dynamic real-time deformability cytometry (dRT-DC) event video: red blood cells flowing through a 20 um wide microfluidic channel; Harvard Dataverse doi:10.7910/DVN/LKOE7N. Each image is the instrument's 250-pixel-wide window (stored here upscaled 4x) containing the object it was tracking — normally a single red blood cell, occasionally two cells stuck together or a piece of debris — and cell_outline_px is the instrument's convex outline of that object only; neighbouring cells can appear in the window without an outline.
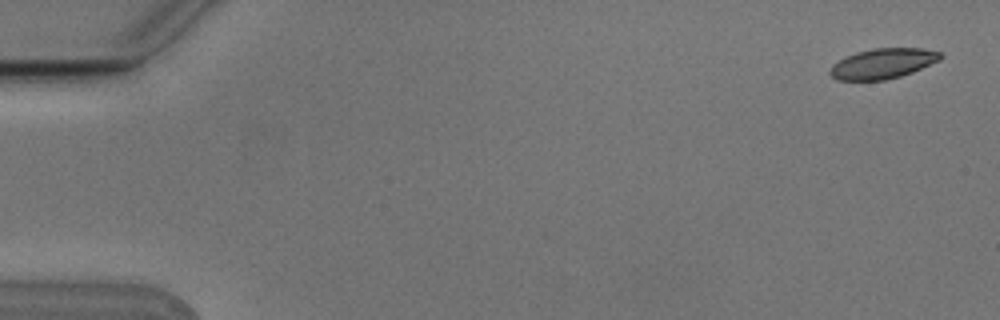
{"species": "Egyptian fruit bat (a non-hibernating species)", "species_latin": "Rousettus aegyptiacus", "temperature_condition": "cold", "stored_images_in_passage": 6, "camera_frame_rate_fps": 3000, "um_per_image_px": 0.085, "animal": {"sex": "male"}, "frame": {"image": 1, "passage_image": 1, "time_ms": 0.0, "image_size_px": [1000, 320], "cell_outline_px": [[944, 56], [940, 60], [912, 72], [900, 76], [884, 80], [836, 80], [828, 72], [832, 64], [844, 56], [856, 52], [872, 48], [920, 48], [940, 52]], "centroid_in_image_um": [75.0, 5.39], "position_along_channel_um": 10.0, "area_um2": 19.54}}
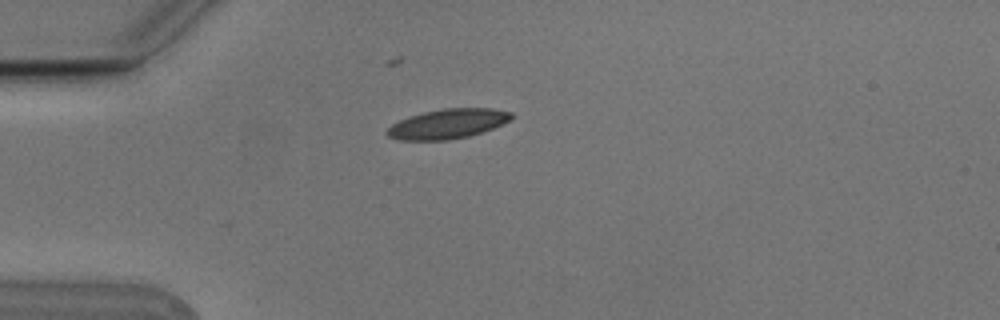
{"frame": {"image": 2, "passage_image": 4, "time_ms": 1.0, "image_size_px": [1000, 320], "cell_outline_px": [[512, 116], [508, 120], [492, 128], [468, 136], [448, 140], [400, 140], [388, 136], [384, 132], [392, 124], [400, 120], [424, 112], [444, 108], [492, 108], [512, 112]], "centroid_in_image_um": [38.02, 10.52], "position_along_channel_um": 47.0, "area_um2": 21.15}}
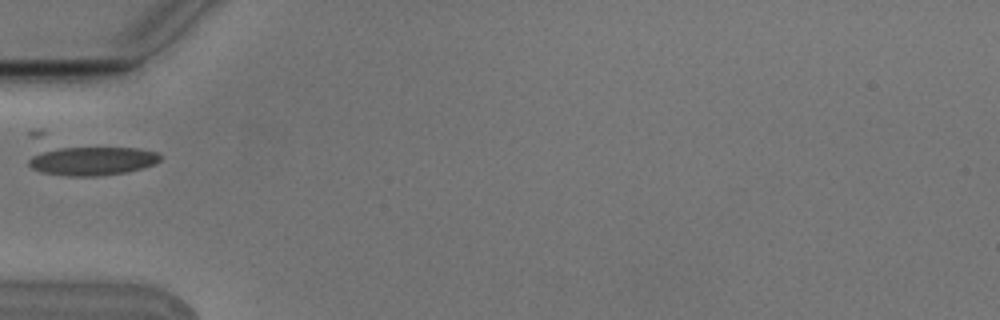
{"frame": {"image": 3, "passage_image": 5, "time_ms": 1.333, "image_size_px": [1000, 320], "cell_outline_px": [[160, 160], [152, 164], [128, 172], [96, 176], [68, 176], [40, 172], [32, 168], [28, 164], [28, 160], [32, 156], [44, 152], [60, 148], [136, 148], [160, 152]], "centroid_in_image_um": [7.86, 13.69], "position_along_channel_um": 77.1, "area_um2": 21.62}}